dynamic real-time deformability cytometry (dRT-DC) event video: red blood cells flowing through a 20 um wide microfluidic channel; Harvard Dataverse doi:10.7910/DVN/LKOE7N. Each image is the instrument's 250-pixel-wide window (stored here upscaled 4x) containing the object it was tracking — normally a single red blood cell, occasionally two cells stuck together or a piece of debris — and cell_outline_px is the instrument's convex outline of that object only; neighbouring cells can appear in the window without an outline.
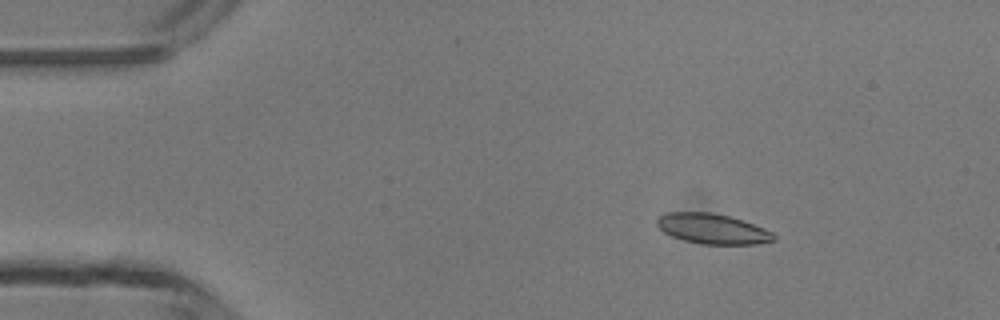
{"species": "common noctule bat (a hibernating species)", "species_latin": "Nyctalus noctula", "temperature_condition": "room temperature", "stored_images_in_passage": 5, "camera_frame_rate_fps": 3000, "um_per_image_px": 0.085, "animal": {"sex": "male", "body_mass_g": 13.3}, "frame": {"image": 1, "passage_image": 3, "time_ms": 2.333, "image_size_px": [1000, 320], "cell_outline_px": [[776, 240], [756, 244], [700, 244], [684, 240], [672, 236], [664, 232], [656, 224], [656, 220], [660, 216], [668, 212], [708, 212], [728, 216], [764, 228], [772, 232], [776, 236]], "centroid_in_image_um": [60.56, 19.45], "position_along_channel_um": 24.4, "area_um2": 20.35}}
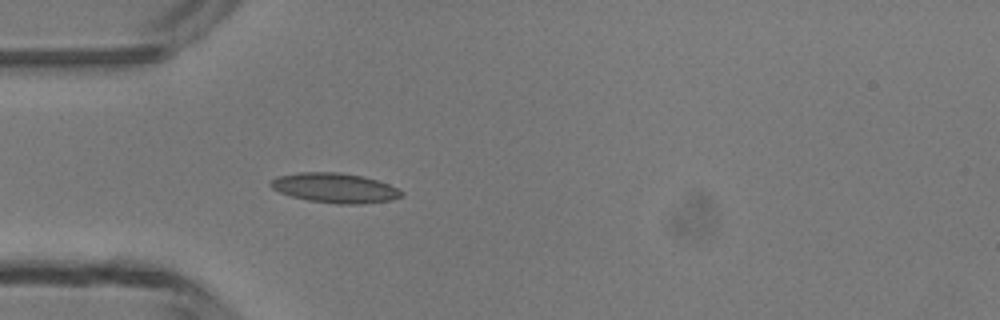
{"frame": {"image": 2, "passage_image": 5, "time_ms": 4.667, "image_size_px": [1000, 320], "cell_outline_px": [[404, 196], [392, 200], [364, 204], [336, 204], [308, 200], [292, 196], [280, 192], [272, 188], [268, 184], [276, 176], [300, 172], [340, 172], [360, 176], [376, 180], [388, 184], [404, 192]], "centroid_in_image_um": [28.47, 15.98], "position_along_channel_um": 56.5, "area_um2": 22.72}}